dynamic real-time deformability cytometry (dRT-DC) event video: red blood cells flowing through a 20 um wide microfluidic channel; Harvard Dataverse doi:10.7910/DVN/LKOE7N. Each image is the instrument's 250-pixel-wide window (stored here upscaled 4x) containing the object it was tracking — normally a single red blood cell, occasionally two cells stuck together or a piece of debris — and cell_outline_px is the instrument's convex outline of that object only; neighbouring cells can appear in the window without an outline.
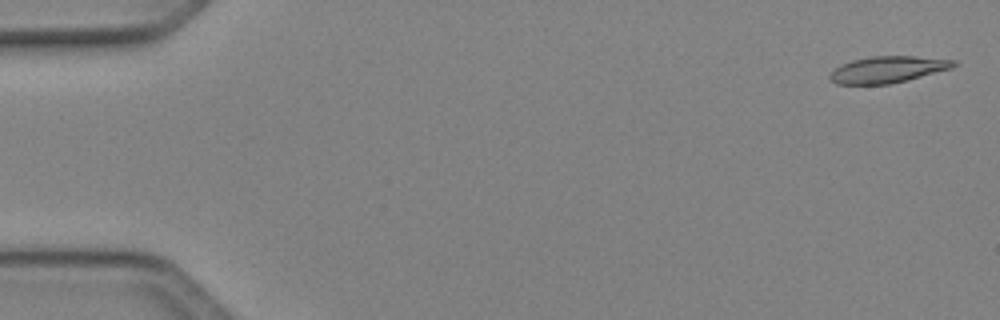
{"species": "Egyptian fruit bat (a non-hibernating species)", "species_latin": "Rousettus aegyptiacus", "temperature_condition": "cold", "stored_images_in_passage": 50, "camera_frame_rate_fps": 3000, "um_per_image_px": 0.085, "animal": {"sex": "female"}, "frame": {"image": 1, "passage_image": 2, "time_ms": 0.333, "image_size_px": [1000, 320], "cell_outline_px": [[960, 64], [952, 68], [888, 84], [836, 84], [828, 76], [840, 64], [852, 60], [868, 56], [912, 56], [956, 60]], "centroid_in_image_um": [75.46, 5.89], "position_along_channel_um": 9.5, "area_um2": 18.96}}
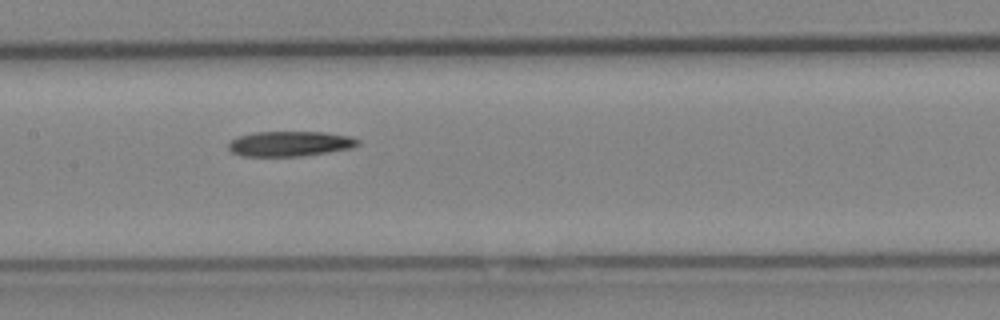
{"frame": {"image": 2, "passage_image": 25, "time_ms": 8.0, "image_size_px": [1000, 320], "cell_outline_px": [[360, 144], [352, 148], [304, 156], [244, 156], [232, 152], [228, 148], [228, 144], [236, 136], [252, 132], [324, 132], [352, 136], [360, 140]], "centroid_in_image_um": [24.66, 12.21], "position_along_channel_um": 182.7, "area_um2": 19.13}}
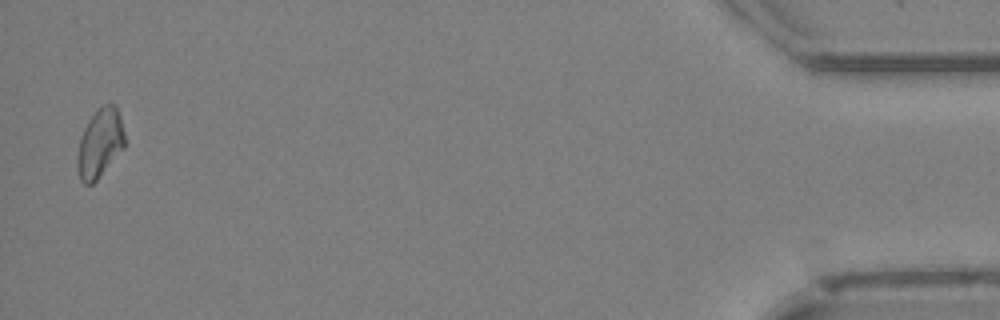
{"frame": {"image": 3, "passage_image": 49, "time_ms": 16.0, "image_size_px": [1000, 320], "cell_outline_px": [[124, 148], [96, 180], [92, 184], [84, 184], [80, 180], [76, 164], [76, 156], [80, 136], [88, 120], [104, 104], [116, 104], [120, 116], [124, 132]], "centroid_in_image_um": [8.47, 12.18], "position_along_channel_um": 426.7, "area_um2": 18.96}, "authors_computed_cell_mechanics": {"area_um2": 19.363, "velocity_mm_per_s": 4.126, "shape_relaxation_time_tau1_ms": 6.0954, "shape_relaxation_time_tau2_ms": null, "deformation_change_tau1": 0.1362, "deformation_change_tau2": null}}